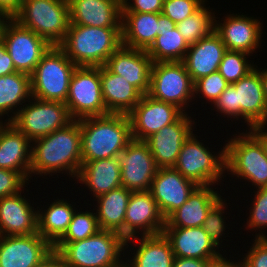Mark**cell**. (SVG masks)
Instances as JSON below:
<instances>
[{"instance_id":"e575fe53","label":"cell","mask_w":267,"mask_h":267,"mask_svg":"<svg viewBox=\"0 0 267 267\" xmlns=\"http://www.w3.org/2000/svg\"><path fill=\"white\" fill-rule=\"evenodd\" d=\"M189 46L179 33L176 25L165 22L146 52L151 57L153 63L183 61Z\"/></svg>"},{"instance_id":"7a4b0ae2","label":"cell","mask_w":267,"mask_h":267,"mask_svg":"<svg viewBox=\"0 0 267 267\" xmlns=\"http://www.w3.org/2000/svg\"><path fill=\"white\" fill-rule=\"evenodd\" d=\"M82 161L118 156L133 140L127 114L109 113L79 120Z\"/></svg>"},{"instance_id":"d590c367","label":"cell","mask_w":267,"mask_h":267,"mask_svg":"<svg viewBox=\"0 0 267 267\" xmlns=\"http://www.w3.org/2000/svg\"><path fill=\"white\" fill-rule=\"evenodd\" d=\"M213 9L206 7V2L195 13L176 23V28L189 45L209 36L215 29Z\"/></svg>"},{"instance_id":"6da1fadb","label":"cell","mask_w":267,"mask_h":267,"mask_svg":"<svg viewBox=\"0 0 267 267\" xmlns=\"http://www.w3.org/2000/svg\"><path fill=\"white\" fill-rule=\"evenodd\" d=\"M82 166L79 120L31 143L30 180L32 176L65 173L75 179ZM53 173V174H52Z\"/></svg>"},{"instance_id":"f6af8a7d","label":"cell","mask_w":267,"mask_h":267,"mask_svg":"<svg viewBox=\"0 0 267 267\" xmlns=\"http://www.w3.org/2000/svg\"><path fill=\"white\" fill-rule=\"evenodd\" d=\"M247 254L242 253V267H267V238H254Z\"/></svg>"},{"instance_id":"60d3db41","label":"cell","mask_w":267,"mask_h":267,"mask_svg":"<svg viewBox=\"0 0 267 267\" xmlns=\"http://www.w3.org/2000/svg\"><path fill=\"white\" fill-rule=\"evenodd\" d=\"M228 85L229 83L218 71L211 73L194 82V100H197L195 99L197 97L201 100L203 98L208 104L213 105Z\"/></svg>"},{"instance_id":"7c38bea8","label":"cell","mask_w":267,"mask_h":267,"mask_svg":"<svg viewBox=\"0 0 267 267\" xmlns=\"http://www.w3.org/2000/svg\"><path fill=\"white\" fill-rule=\"evenodd\" d=\"M0 40L6 46L16 71L29 75L52 46L46 39L22 27L14 19L4 22Z\"/></svg>"},{"instance_id":"5bb4252c","label":"cell","mask_w":267,"mask_h":267,"mask_svg":"<svg viewBox=\"0 0 267 267\" xmlns=\"http://www.w3.org/2000/svg\"><path fill=\"white\" fill-rule=\"evenodd\" d=\"M237 14L227 13L224 18H221L222 23L216 20L219 18L215 16L214 31L222 39L227 50L242 51L249 55L256 54L263 40L261 39L263 23L259 18Z\"/></svg>"},{"instance_id":"ba28073f","label":"cell","mask_w":267,"mask_h":267,"mask_svg":"<svg viewBox=\"0 0 267 267\" xmlns=\"http://www.w3.org/2000/svg\"><path fill=\"white\" fill-rule=\"evenodd\" d=\"M76 67L58 45H52L30 75L32 97L65 103Z\"/></svg>"},{"instance_id":"ee69618b","label":"cell","mask_w":267,"mask_h":267,"mask_svg":"<svg viewBox=\"0 0 267 267\" xmlns=\"http://www.w3.org/2000/svg\"><path fill=\"white\" fill-rule=\"evenodd\" d=\"M27 185L29 182L19 172L0 168V198L16 195Z\"/></svg>"},{"instance_id":"7dc6e473","label":"cell","mask_w":267,"mask_h":267,"mask_svg":"<svg viewBox=\"0 0 267 267\" xmlns=\"http://www.w3.org/2000/svg\"><path fill=\"white\" fill-rule=\"evenodd\" d=\"M17 72L6 46L0 40V76Z\"/></svg>"},{"instance_id":"f546056e","label":"cell","mask_w":267,"mask_h":267,"mask_svg":"<svg viewBox=\"0 0 267 267\" xmlns=\"http://www.w3.org/2000/svg\"><path fill=\"white\" fill-rule=\"evenodd\" d=\"M165 22L161 13L122 12V45L147 50Z\"/></svg>"},{"instance_id":"4316f807","label":"cell","mask_w":267,"mask_h":267,"mask_svg":"<svg viewBox=\"0 0 267 267\" xmlns=\"http://www.w3.org/2000/svg\"><path fill=\"white\" fill-rule=\"evenodd\" d=\"M31 143L11 122L0 126V168L19 172L29 183Z\"/></svg>"},{"instance_id":"ffe728a7","label":"cell","mask_w":267,"mask_h":267,"mask_svg":"<svg viewBox=\"0 0 267 267\" xmlns=\"http://www.w3.org/2000/svg\"><path fill=\"white\" fill-rule=\"evenodd\" d=\"M24 190L26 188L16 195L0 198V236L38 233V206L34 208L36 203L31 204L25 194L21 195Z\"/></svg>"},{"instance_id":"d6986e66","label":"cell","mask_w":267,"mask_h":267,"mask_svg":"<svg viewBox=\"0 0 267 267\" xmlns=\"http://www.w3.org/2000/svg\"><path fill=\"white\" fill-rule=\"evenodd\" d=\"M196 187L193 181L183 177L174 168H159L149 191L167 219L187 201Z\"/></svg>"},{"instance_id":"5b68a950","label":"cell","mask_w":267,"mask_h":267,"mask_svg":"<svg viewBox=\"0 0 267 267\" xmlns=\"http://www.w3.org/2000/svg\"><path fill=\"white\" fill-rule=\"evenodd\" d=\"M232 136L225 140V171L251 183L255 190L267 187V156L259 141L248 130Z\"/></svg>"},{"instance_id":"e0dca14e","label":"cell","mask_w":267,"mask_h":267,"mask_svg":"<svg viewBox=\"0 0 267 267\" xmlns=\"http://www.w3.org/2000/svg\"><path fill=\"white\" fill-rule=\"evenodd\" d=\"M165 224L166 219L150 191L131 193L125 214V240L163 233Z\"/></svg>"},{"instance_id":"b9f144b4","label":"cell","mask_w":267,"mask_h":267,"mask_svg":"<svg viewBox=\"0 0 267 267\" xmlns=\"http://www.w3.org/2000/svg\"><path fill=\"white\" fill-rule=\"evenodd\" d=\"M207 0H164L162 16L166 22L176 24L196 12Z\"/></svg>"},{"instance_id":"d6a6232c","label":"cell","mask_w":267,"mask_h":267,"mask_svg":"<svg viewBox=\"0 0 267 267\" xmlns=\"http://www.w3.org/2000/svg\"><path fill=\"white\" fill-rule=\"evenodd\" d=\"M31 98V76L29 74L15 72L5 76H0L1 120L4 119L6 114L9 118L7 117L4 122H10L23 104L28 102Z\"/></svg>"},{"instance_id":"8fae6325","label":"cell","mask_w":267,"mask_h":267,"mask_svg":"<svg viewBox=\"0 0 267 267\" xmlns=\"http://www.w3.org/2000/svg\"><path fill=\"white\" fill-rule=\"evenodd\" d=\"M65 104L72 120L109 114L102 98L100 67L75 68Z\"/></svg>"},{"instance_id":"816d5d0a","label":"cell","mask_w":267,"mask_h":267,"mask_svg":"<svg viewBox=\"0 0 267 267\" xmlns=\"http://www.w3.org/2000/svg\"><path fill=\"white\" fill-rule=\"evenodd\" d=\"M36 267H66L61 255L52 250Z\"/></svg>"},{"instance_id":"bcb514c9","label":"cell","mask_w":267,"mask_h":267,"mask_svg":"<svg viewBox=\"0 0 267 267\" xmlns=\"http://www.w3.org/2000/svg\"><path fill=\"white\" fill-rule=\"evenodd\" d=\"M163 1L164 0H122V12L161 13Z\"/></svg>"},{"instance_id":"9a60e30c","label":"cell","mask_w":267,"mask_h":267,"mask_svg":"<svg viewBox=\"0 0 267 267\" xmlns=\"http://www.w3.org/2000/svg\"><path fill=\"white\" fill-rule=\"evenodd\" d=\"M183 113L172 103L158 101L144 94L128 114L132 138L144 141L153 133L175 122Z\"/></svg>"},{"instance_id":"8992f818","label":"cell","mask_w":267,"mask_h":267,"mask_svg":"<svg viewBox=\"0 0 267 267\" xmlns=\"http://www.w3.org/2000/svg\"><path fill=\"white\" fill-rule=\"evenodd\" d=\"M192 134L181 147L175 166L183 177L193 181L197 186L218 185L224 181L225 171V144L216 154ZM197 137V138H196ZM207 146V147H206ZM223 177V179H222ZM222 180V181H221ZM217 183V184H216Z\"/></svg>"},{"instance_id":"ac0fdd59","label":"cell","mask_w":267,"mask_h":267,"mask_svg":"<svg viewBox=\"0 0 267 267\" xmlns=\"http://www.w3.org/2000/svg\"><path fill=\"white\" fill-rule=\"evenodd\" d=\"M52 250L39 233L0 236V267H36Z\"/></svg>"},{"instance_id":"277c9868","label":"cell","mask_w":267,"mask_h":267,"mask_svg":"<svg viewBox=\"0 0 267 267\" xmlns=\"http://www.w3.org/2000/svg\"><path fill=\"white\" fill-rule=\"evenodd\" d=\"M125 242L119 233L100 229L83 240L56 242L53 250L61 255L66 267H124L123 257L131 255L125 251Z\"/></svg>"},{"instance_id":"9c48e42d","label":"cell","mask_w":267,"mask_h":267,"mask_svg":"<svg viewBox=\"0 0 267 267\" xmlns=\"http://www.w3.org/2000/svg\"><path fill=\"white\" fill-rule=\"evenodd\" d=\"M193 84L183 61L156 62L151 67L147 95L158 101L172 103L187 113L194 99Z\"/></svg>"},{"instance_id":"74e56055","label":"cell","mask_w":267,"mask_h":267,"mask_svg":"<svg viewBox=\"0 0 267 267\" xmlns=\"http://www.w3.org/2000/svg\"><path fill=\"white\" fill-rule=\"evenodd\" d=\"M250 56L252 55L242 51L227 50L223 55L218 72L229 84H233L255 68L256 64L253 60H247Z\"/></svg>"},{"instance_id":"484cf974","label":"cell","mask_w":267,"mask_h":267,"mask_svg":"<svg viewBox=\"0 0 267 267\" xmlns=\"http://www.w3.org/2000/svg\"><path fill=\"white\" fill-rule=\"evenodd\" d=\"M164 235L171 243L174 256L196 259H214L221 255L203 227H164Z\"/></svg>"},{"instance_id":"f907efd6","label":"cell","mask_w":267,"mask_h":267,"mask_svg":"<svg viewBox=\"0 0 267 267\" xmlns=\"http://www.w3.org/2000/svg\"><path fill=\"white\" fill-rule=\"evenodd\" d=\"M265 127L267 124H258L250 127L248 131L259 141L267 156V129Z\"/></svg>"},{"instance_id":"1f68e13d","label":"cell","mask_w":267,"mask_h":267,"mask_svg":"<svg viewBox=\"0 0 267 267\" xmlns=\"http://www.w3.org/2000/svg\"><path fill=\"white\" fill-rule=\"evenodd\" d=\"M131 193L120 187L93 200L97 203L93 207L100 229L117 232L125 239V214Z\"/></svg>"},{"instance_id":"9f6ffc18","label":"cell","mask_w":267,"mask_h":267,"mask_svg":"<svg viewBox=\"0 0 267 267\" xmlns=\"http://www.w3.org/2000/svg\"><path fill=\"white\" fill-rule=\"evenodd\" d=\"M3 122H4V121L0 119V126L3 124Z\"/></svg>"},{"instance_id":"f5cc1de1","label":"cell","mask_w":267,"mask_h":267,"mask_svg":"<svg viewBox=\"0 0 267 267\" xmlns=\"http://www.w3.org/2000/svg\"><path fill=\"white\" fill-rule=\"evenodd\" d=\"M225 257L226 255L224 256V254H221L217 258L209 260L206 264V267H242V262L240 258L239 260H237V262L236 260H234V257L231 260Z\"/></svg>"},{"instance_id":"4dcf8cb0","label":"cell","mask_w":267,"mask_h":267,"mask_svg":"<svg viewBox=\"0 0 267 267\" xmlns=\"http://www.w3.org/2000/svg\"><path fill=\"white\" fill-rule=\"evenodd\" d=\"M102 98L108 113L129 114L142 94L123 76L112 73L105 65L100 67Z\"/></svg>"},{"instance_id":"44dd1931","label":"cell","mask_w":267,"mask_h":267,"mask_svg":"<svg viewBox=\"0 0 267 267\" xmlns=\"http://www.w3.org/2000/svg\"><path fill=\"white\" fill-rule=\"evenodd\" d=\"M152 59L146 50L121 45L107 60L105 66L114 74L123 76L142 95L150 88Z\"/></svg>"},{"instance_id":"3957f363","label":"cell","mask_w":267,"mask_h":267,"mask_svg":"<svg viewBox=\"0 0 267 267\" xmlns=\"http://www.w3.org/2000/svg\"><path fill=\"white\" fill-rule=\"evenodd\" d=\"M122 45V27H92L70 23L58 45L76 66L101 67Z\"/></svg>"},{"instance_id":"8d00e7d4","label":"cell","mask_w":267,"mask_h":267,"mask_svg":"<svg viewBox=\"0 0 267 267\" xmlns=\"http://www.w3.org/2000/svg\"><path fill=\"white\" fill-rule=\"evenodd\" d=\"M99 230L100 227L94 208L86 211L76 208L67 231L57 242H76L96 234Z\"/></svg>"},{"instance_id":"7bdbcfd3","label":"cell","mask_w":267,"mask_h":267,"mask_svg":"<svg viewBox=\"0 0 267 267\" xmlns=\"http://www.w3.org/2000/svg\"><path fill=\"white\" fill-rule=\"evenodd\" d=\"M216 114H221L223 117L233 118L234 121L241 119V110L236 105V89L233 84H229L227 88L221 93L218 99L213 104ZM239 118V119H238Z\"/></svg>"},{"instance_id":"2e32d148","label":"cell","mask_w":267,"mask_h":267,"mask_svg":"<svg viewBox=\"0 0 267 267\" xmlns=\"http://www.w3.org/2000/svg\"><path fill=\"white\" fill-rule=\"evenodd\" d=\"M188 115V113H183L175 122L144 140L158 168H173L182 145L193 131H197L194 130L195 121Z\"/></svg>"},{"instance_id":"52a82bcc","label":"cell","mask_w":267,"mask_h":267,"mask_svg":"<svg viewBox=\"0 0 267 267\" xmlns=\"http://www.w3.org/2000/svg\"><path fill=\"white\" fill-rule=\"evenodd\" d=\"M13 19L51 45H59L70 25L68 0H23Z\"/></svg>"},{"instance_id":"11a10c76","label":"cell","mask_w":267,"mask_h":267,"mask_svg":"<svg viewBox=\"0 0 267 267\" xmlns=\"http://www.w3.org/2000/svg\"><path fill=\"white\" fill-rule=\"evenodd\" d=\"M6 20H7V18L3 14L0 13V37H1V31H2L3 24Z\"/></svg>"},{"instance_id":"30bf717a","label":"cell","mask_w":267,"mask_h":267,"mask_svg":"<svg viewBox=\"0 0 267 267\" xmlns=\"http://www.w3.org/2000/svg\"><path fill=\"white\" fill-rule=\"evenodd\" d=\"M10 121L31 142L72 121L64 102L31 98Z\"/></svg>"},{"instance_id":"c3c4849f","label":"cell","mask_w":267,"mask_h":267,"mask_svg":"<svg viewBox=\"0 0 267 267\" xmlns=\"http://www.w3.org/2000/svg\"><path fill=\"white\" fill-rule=\"evenodd\" d=\"M23 0H0V13L7 19H13L19 12Z\"/></svg>"},{"instance_id":"4fadbf2b","label":"cell","mask_w":267,"mask_h":267,"mask_svg":"<svg viewBox=\"0 0 267 267\" xmlns=\"http://www.w3.org/2000/svg\"><path fill=\"white\" fill-rule=\"evenodd\" d=\"M122 187L132 191H149L158 166L144 141L132 140L119 155Z\"/></svg>"},{"instance_id":"d4e9b609","label":"cell","mask_w":267,"mask_h":267,"mask_svg":"<svg viewBox=\"0 0 267 267\" xmlns=\"http://www.w3.org/2000/svg\"><path fill=\"white\" fill-rule=\"evenodd\" d=\"M215 185L197 186L187 201L167 219L164 227H202L209 211L223 198Z\"/></svg>"},{"instance_id":"f1b7e54d","label":"cell","mask_w":267,"mask_h":267,"mask_svg":"<svg viewBox=\"0 0 267 267\" xmlns=\"http://www.w3.org/2000/svg\"><path fill=\"white\" fill-rule=\"evenodd\" d=\"M77 181V183H76ZM75 183L86 186L92 196L108 193L122 187L119 156L93 161H82Z\"/></svg>"},{"instance_id":"ab89813d","label":"cell","mask_w":267,"mask_h":267,"mask_svg":"<svg viewBox=\"0 0 267 267\" xmlns=\"http://www.w3.org/2000/svg\"><path fill=\"white\" fill-rule=\"evenodd\" d=\"M226 198H222L208 213L207 218L203 223V229L208 234L210 239L215 243L218 248H223L222 242L225 237L226 227L229 225L226 224V219L224 213L228 209V204L225 201ZM223 238V239H222ZM221 246V247H220Z\"/></svg>"},{"instance_id":"83f0119b","label":"cell","mask_w":267,"mask_h":267,"mask_svg":"<svg viewBox=\"0 0 267 267\" xmlns=\"http://www.w3.org/2000/svg\"><path fill=\"white\" fill-rule=\"evenodd\" d=\"M226 51V46L215 31L191 44L183 62L192 82L217 72Z\"/></svg>"},{"instance_id":"603a6c76","label":"cell","mask_w":267,"mask_h":267,"mask_svg":"<svg viewBox=\"0 0 267 267\" xmlns=\"http://www.w3.org/2000/svg\"><path fill=\"white\" fill-rule=\"evenodd\" d=\"M135 247H134V244ZM132 246L131 257H125L124 267H172L174 253L171 243L164 233L139 235L126 239L125 250ZM129 262V263H128Z\"/></svg>"},{"instance_id":"836d02e7","label":"cell","mask_w":267,"mask_h":267,"mask_svg":"<svg viewBox=\"0 0 267 267\" xmlns=\"http://www.w3.org/2000/svg\"><path fill=\"white\" fill-rule=\"evenodd\" d=\"M50 205V206H49ZM70 201L55 199L47 207L38 206V233L52 246L64 235L76 211ZM45 207V209H44Z\"/></svg>"},{"instance_id":"7402d4cb","label":"cell","mask_w":267,"mask_h":267,"mask_svg":"<svg viewBox=\"0 0 267 267\" xmlns=\"http://www.w3.org/2000/svg\"><path fill=\"white\" fill-rule=\"evenodd\" d=\"M233 85L236 89V105L241 110V119L248 127L246 129L258 124H267V103L257 65Z\"/></svg>"},{"instance_id":"cb8c5ba5","label":"cell","mask_w":267,"mask_h":267,"mask_svg":"<svg viewBox=\"0 0 267 267\" xmlns=\"http://www.w3.org/2000/svg\"><path fill=\"white\" fill-rule=\"evenodd\" d=\"M70 23L122 27V0H68Z\"/></svg>"},{"instance_id":"f35d334b","label":"cell","mask_w":267,"mask_h":267,"mask_svg":"<svg viewBox=\"0 0 267 267\" xmlns=\"http://www.w3.org/2000/svg\"><path fill=\"white\" fill-rule=\"evenodd\" d=\"M251 193H254V198L252 197L251 207L248 208L249 217L246 219L244 228L247 231L253 230L256 235L254 238H267L265 230L267 228V187L257 188Z\"/></svg>"},{"instance_id":"db71d44e","label":"cell","mask_w":267,"mask_h":267,"mask_svg":"<svg viewBox=\"0 0 267 267\" xmlns=\"http://www.w3.org/2000/svg\"><path fill=\"white\" fill-rule=\"evenodd\" d=\"M259 69H260V76H261L262 85H263L264 97L267 103V68L265 67L263 69L259 67Z\"/></svg>"},{"instance_id":"681fc988","label":"cell","mask_w":267,"mask_h":267,"mask_svg":"<svg viewBox=\"0 0 267 267\" xmlns=\"http://www.w3.org/2000/svg\"><path fill=\"white\" fill-rule=\"evenodd\" d=\"M211 259H196L174 257L172 267H206L207 262Z\"/></svg>"}]
</instances>
